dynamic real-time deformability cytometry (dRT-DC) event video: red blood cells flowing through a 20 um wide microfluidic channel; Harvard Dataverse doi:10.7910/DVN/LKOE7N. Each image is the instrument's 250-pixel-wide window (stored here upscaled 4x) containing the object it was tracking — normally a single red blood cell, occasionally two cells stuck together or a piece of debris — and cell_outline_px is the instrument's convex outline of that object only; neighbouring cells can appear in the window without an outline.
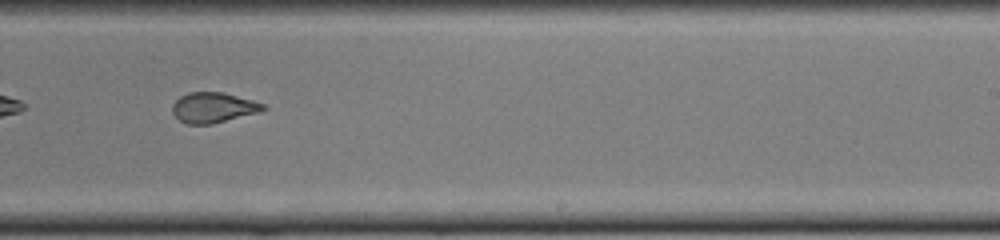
{"species": "common noctule bat (a hibernating species)", "species_latin": "Nyctalus noctula", "temperature_condition": "cold", "stored_images_in_passage": 35, "camera_frame_rate_fps": 3000, "um_per_image_px": 0.085, "animal": {"sex": "female", "body_mass_g": 22.0, "forearm_length_mm": 56.7}, "frame": {"image": 1, "passage_image": 16, "time_ms": 5.0, "image_size_px": [1000, 240], "cell_outline_px": [[268, 108], [260, 112], [212, 124], [188, 124], [180, 120], [172, 112], [172, 104], [180, 96], [188, 92], [224, 92], [252, 100], [264, 104]], "centroid_in_image_um": [18.14, 9.14], "position_along_channel_um": 270.9, "area_um2": 16.07}}
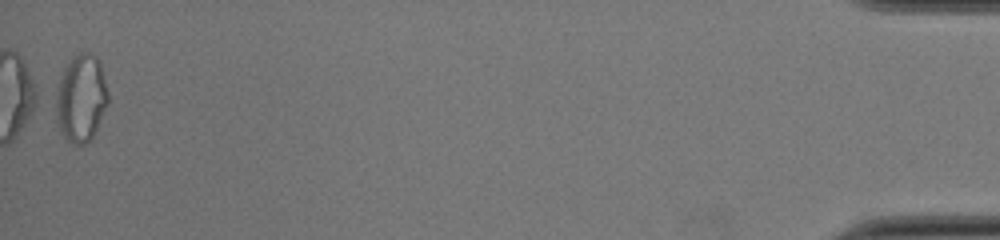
{"frame": {"image": 2, "passage_image": 35, "time_ms": 11.333, "image_size_px": [1000, 240], "cell_outline_px": [[108, 104], [92, 136], [84, 144], [76, 144], [68, 140], [60, 132], [48, 100], [48, 96], [64, 68], [72, 56], [80, 52], [92, 52], [100, 60], [108, 92]], "centroid_in_image_um": [6.77, 8.3], "position_along_channel_um": 428.4, "area_um2": 28.09}}